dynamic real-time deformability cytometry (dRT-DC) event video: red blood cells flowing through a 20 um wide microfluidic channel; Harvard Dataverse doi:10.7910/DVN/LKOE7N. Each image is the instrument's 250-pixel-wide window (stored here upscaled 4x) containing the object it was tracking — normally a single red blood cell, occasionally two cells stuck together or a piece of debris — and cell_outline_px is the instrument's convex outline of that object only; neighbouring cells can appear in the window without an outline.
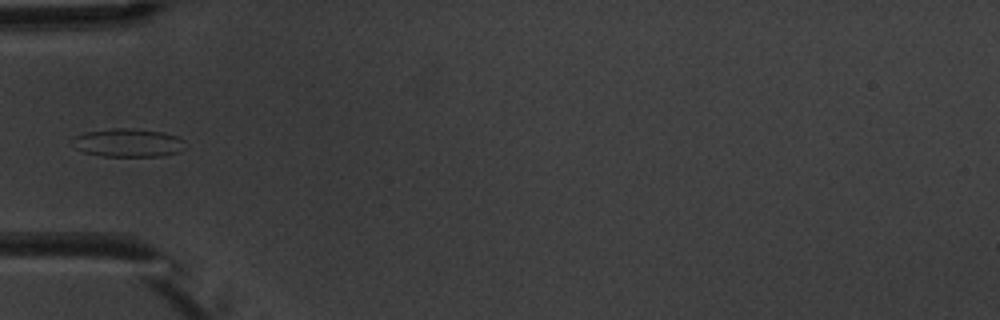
{"species": "common noctule bat (a hibernating species)", "species_latin": "Nyctalus noctula", "temperature_condition": "warm", "stored_images_in_passage": 6, "camera_frame_rate_fps": 3000, "um_per_image_px": 0.085, "animal": {"sex": "male", "body_mass_g": 20.1, "forearm_length_mm": 53.5}, "frame": {"image": 1, "passage_image": 6, "time_ms": 5.667, "image_size_px": [1000, 320], "cell_outline_px": [[188, 148], [180, 152], [164, 156], [100, 156], [80, 152], [76, 148], [76, 136], [84, 132], [112, 128], [132, 128], [164, 132], [176, 136], [184, 140], [188, 144]], "centroid_in_image_um": [10.99, 12.14], "position_along_channel_um": 74.0, "area_um2": 18.9}}